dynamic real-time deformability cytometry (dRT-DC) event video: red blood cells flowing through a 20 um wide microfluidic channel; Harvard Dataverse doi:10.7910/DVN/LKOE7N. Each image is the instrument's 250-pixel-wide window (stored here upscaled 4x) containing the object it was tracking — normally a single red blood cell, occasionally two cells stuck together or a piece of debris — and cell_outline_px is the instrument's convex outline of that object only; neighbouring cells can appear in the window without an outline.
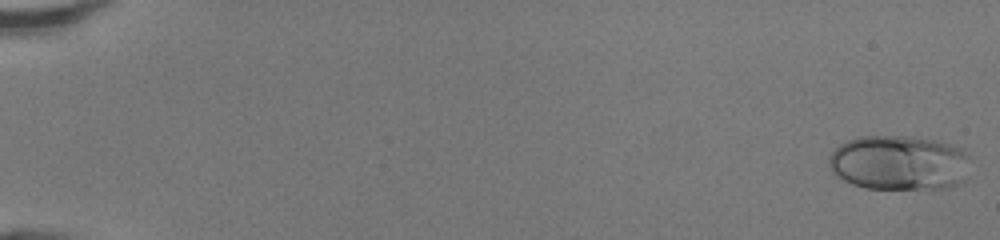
{"species": "human", "species_latin": "Homo sapiens", "temperature_condition": "room temperature", "stored_images_in_passage": 48, "camera_frame_rate_fps": 3000, "um_per_image_px": 0.085, "donor": {"sex": "female"}, "frame": {"image": 1, "passage_image": 1, "time_ms": 0.0, "image_size_px": [1000, 240], "cell_outline_px": [[968, 156], [956, 184], [948, 188], [864, 188], [852, 184], [836, 176], [832, 172], [828, 160], [828, 156], [840, 144], [848, 140], [860, 136], [908, 136], [940, 140], [952, 144], [960, 148]], "centroid_in_image_um": [76.31, 13.81], "position_along_channel_um": 8.7, "area_um2": 44.56}}
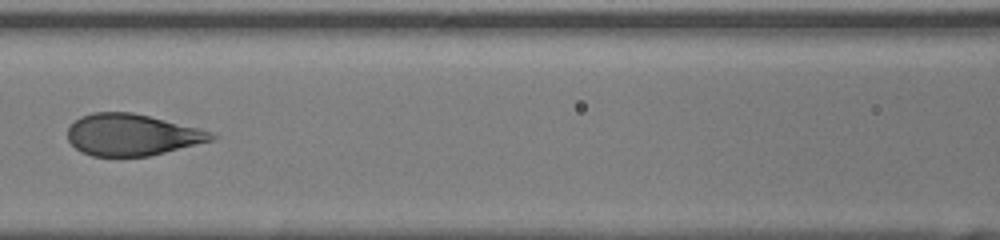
{"frame": {"image": 2, "passage_image": 24, "time_ms": 7.667, "image_size_px": [1000, 240], "cell_outline_px": [[220, 136], [212, 140], [148, 156], [92, 156], [80, 152], [68, 140], [68, 128], [80, 116], [92, 112], [132, 112], [212, 132]], "centroid_in_image_um": [11.17, 11.46], "position_along_channel_um": 155.4, "area_um2": 34.45}}
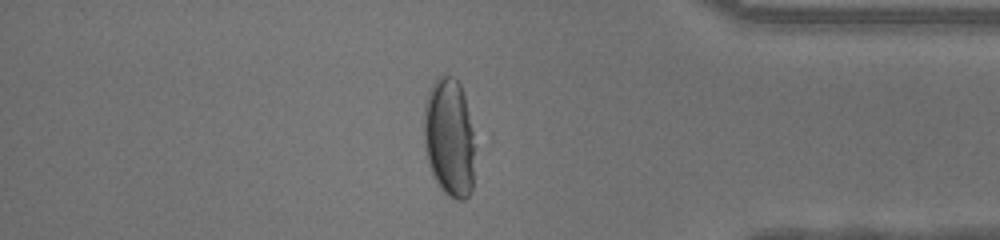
{"frame": {"image": 3, "passage_image": 42, "time_ms": 13.667, "image_size_px": [1000, 240], "cell_outline_px": [[476, 148], [472, 192], [464, 200], [456, 200], [448, 196], [440, 188], [428, 164], [424, 148], [424, 104], [428, 92], [432, 84], [440, 76], [452, 76], [460, 84], [464, 96]], "centroid_in_image_um": [38.2, 11.75], "position_along_channel_um": 397.0, "area_um2": 35.72}, "authors_computed_cell_mechanics": {"area_um2": 37.859, "velocity_mm_per_s": 4.3306, "shape_relaxation_time_tau1_ms": 4.7578, "shape_relaxation_time_tau2_ms": null, "deformation_change_tau1": 0.2055, "deformation_change_tau2": null}}